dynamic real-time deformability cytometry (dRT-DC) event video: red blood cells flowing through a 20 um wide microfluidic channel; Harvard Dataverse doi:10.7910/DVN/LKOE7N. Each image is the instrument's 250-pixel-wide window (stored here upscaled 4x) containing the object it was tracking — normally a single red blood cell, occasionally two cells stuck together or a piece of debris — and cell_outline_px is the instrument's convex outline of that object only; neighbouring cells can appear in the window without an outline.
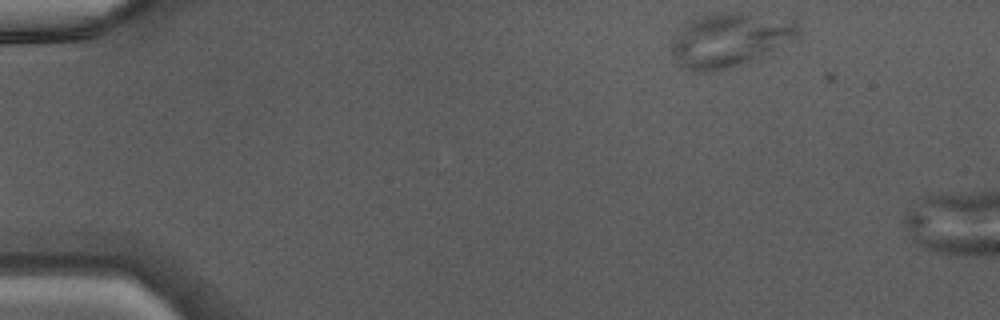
{"species": "Egyptian fruit bat (a non-hibernating species)", "species_latin": "Rousettus aegyptiacus", "temperature_condition": "warm", "stored_images_in_passage": 6, "camera_frame_rate_fps": 3000, "um_per_image_px": 0.085, "animal": {"sex": "male"}, "frame": {"image": 1, "passage_image": 1, "time_ms": 0.0, "image_size_px": [1000, 320], "cell_outline_px": [[804, 32], [800, 40], [752, 60], [724, 68], [708, 72], [696, 72], [684, 68], [680, 64], [672, 52], [672, 44], [684, 24], [704, 16], [748, 16], [796, 20]], "centroid_in_image_um": [62.16, 3.45], "position_along_channel_um": 22.8, "area_um2": 38.32}}